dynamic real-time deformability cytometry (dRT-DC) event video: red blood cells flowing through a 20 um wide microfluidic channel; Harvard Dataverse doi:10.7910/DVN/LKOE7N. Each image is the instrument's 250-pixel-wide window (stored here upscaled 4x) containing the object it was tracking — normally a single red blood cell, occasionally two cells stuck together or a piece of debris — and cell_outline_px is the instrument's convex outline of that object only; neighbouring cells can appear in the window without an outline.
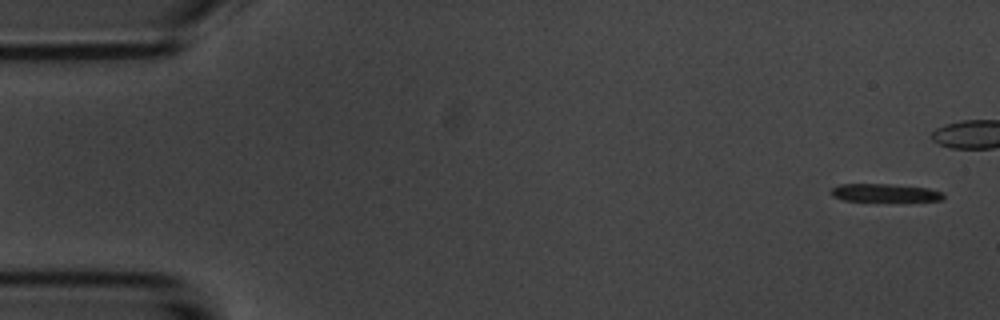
{"species": "common noctule bat (a hibernating species)", "species_latin": "Nyctalus noctula", "temperature_condition": "room temperature", "stored_images_in_passage": 7, "camera_frame_rate_fps": 3000, "um_per_image_px": 0.085, "animal": {"sex": "male", "body_mass_g": 20.1, "forearm_length_mm": 53.5}, "frame": {"image": 1, "passage_image": 1, "time_ms": 0.0, "image_size_px": [1000, 320], "cell_outline_px": [[944, 200], [844, 200], [832, 196], [828, 192], [832, 188], [840, 184], [888, 184], [928, 188], [944, 192]], "centroid_in_image_um": [75.18, 16.37], "position_along_channel_um": 9.8, "area_um2": 11.5}}